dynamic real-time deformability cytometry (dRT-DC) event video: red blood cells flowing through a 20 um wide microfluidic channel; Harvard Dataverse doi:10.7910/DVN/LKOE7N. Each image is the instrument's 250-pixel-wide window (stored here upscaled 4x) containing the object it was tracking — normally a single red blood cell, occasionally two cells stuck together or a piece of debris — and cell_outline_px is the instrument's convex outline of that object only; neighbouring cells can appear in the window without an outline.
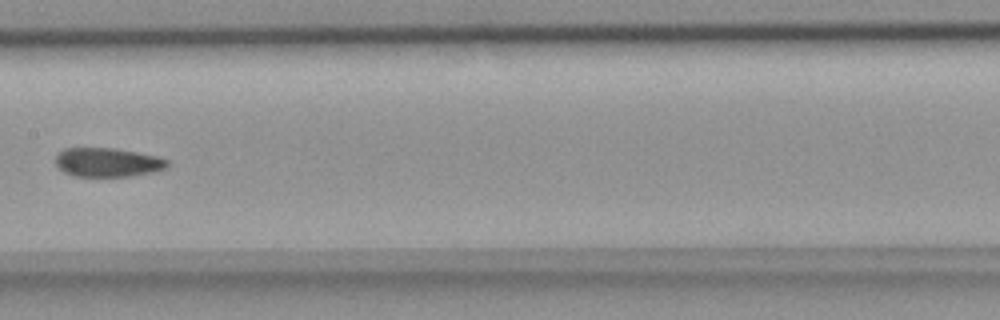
{"species": "common noctule bat (a hibernating species)", "species_latin": "Nyctalus noctula", "temperature_condition": "room temperature", "stored_images_in_passage": 5, "camera_frame_rate_fps": 3000, "um_per_image_px": 0.085, "animal": {"sex": "female", "body_mass_g": 18.4}, "frame": {"image": 1, "passage_image": 5, "time_ms": 1.333, "image_size_px": [1000, 320], "cell_outline_px": [[168, 164], [164, 168], [152, 172], [132, 176], [76, 176], [64, 172], [56, 164], [56, 156], [64, 148], [116, 148], [156, 156], [168, 160]], "centroid_in_image_um": [9.14, 13.79], "position_along_channel_um": 198.3, "area_um2": 18.67}}